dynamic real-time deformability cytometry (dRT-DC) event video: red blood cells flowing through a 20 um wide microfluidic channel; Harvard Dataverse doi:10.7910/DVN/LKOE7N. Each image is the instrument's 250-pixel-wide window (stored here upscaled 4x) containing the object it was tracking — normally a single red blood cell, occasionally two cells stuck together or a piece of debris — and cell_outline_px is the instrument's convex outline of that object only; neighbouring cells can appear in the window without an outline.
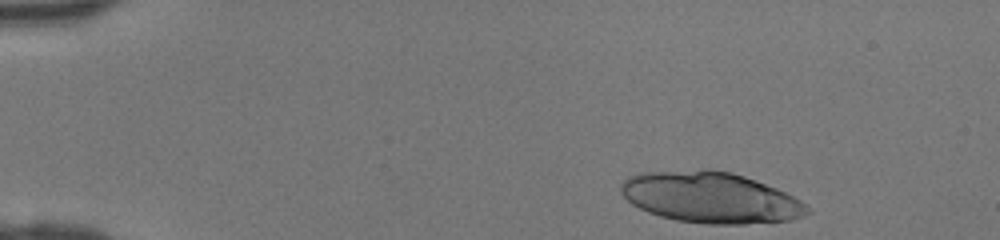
{"species": "human", "species_latin": "Homo sapiens", "temperature_condition": "room temperature", "stored_images_in_passage": 40, "camera_frame_rate_fps": 3000, "um_per_image_px": 0.085, "donor": {"sex": "female"}, "frame": {"image": 1, "passage_image": 1, "time_ms": 0.0, "image_size_px": [1000, 240], "cell_outline_px": [[812, 212], [804, 216], [792, 220], [744, 224], [708, 224], [676, 220], [660, 216], [648, 212], [632, 204], [620, 192], [620, 184], [628, 176], [640, 172], [704, 168], [712, 168], [732, 172], [744, 176], [776, 188], [800, 200], [812, 208]], "centroid_in_image_um": [60.39, 16.77], "position_along_channel_um": 24.6, "area_um2": 55.95}}